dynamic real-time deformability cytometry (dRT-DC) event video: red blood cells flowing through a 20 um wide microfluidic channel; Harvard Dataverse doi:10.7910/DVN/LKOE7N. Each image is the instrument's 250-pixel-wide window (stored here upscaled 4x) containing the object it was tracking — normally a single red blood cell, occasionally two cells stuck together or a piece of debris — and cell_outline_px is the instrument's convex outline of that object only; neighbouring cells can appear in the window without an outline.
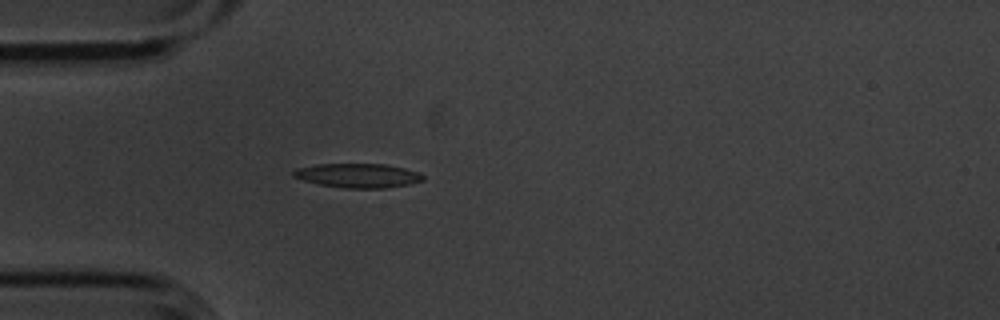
{"species": "common noctule bat (a hibernating species)", "species_latin": "Nyctalus noctula", "temperature_condition": "cold", "stored_images_in_passage": 3, "camera_frame_rate_fps": 3000, "um_per_image_px": 0.085, "animal": {"sex": "male", "body_mass_g": 20.1, "forearm_length_mm": 53.5}, "frame": {"image": 1, "passage_image": 3, "time_ms": 0.667, "image_size_px": [1000, 320], "cell_outline_px": [[424, 180], [408, 184], [384, 188], [344, 188], [320, 184], [304, 180], [292, 176], [292, 172], [296, 168], [316, 164], [384, 164], [404, 168], [420, 172], [424, 176]], "centroid_in_image_um": [30.43, 14.91], "position_along_channel_um": 54.6, "area_um2": 18.21}}